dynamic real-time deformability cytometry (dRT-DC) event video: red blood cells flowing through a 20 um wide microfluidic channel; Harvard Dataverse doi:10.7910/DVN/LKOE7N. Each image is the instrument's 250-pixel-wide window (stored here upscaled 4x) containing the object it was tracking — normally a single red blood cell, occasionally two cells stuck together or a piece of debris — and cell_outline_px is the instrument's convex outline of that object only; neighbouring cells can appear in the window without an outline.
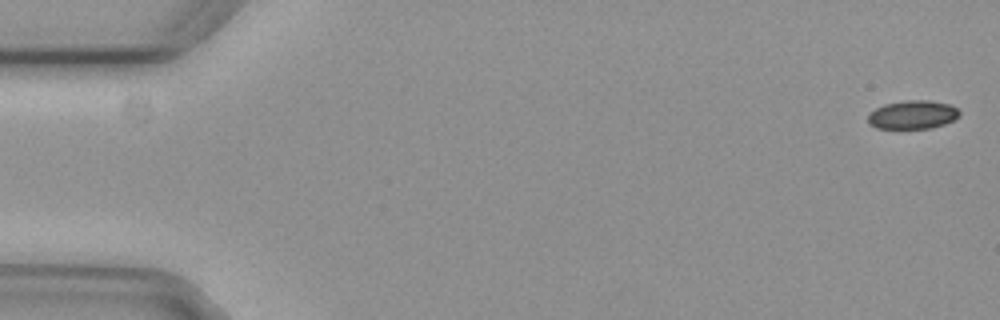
{"species": "common noctule bat (a hibernating species)", "species_latin": "Nyctalus noctula", "temperature_condition": "cold", "stored_images_in_passage": 4, "camera_frame_rate_fps": 3000, "um_per_image_px": 0.085, "animal": {"sex": "female", "body_mass_g": 29.2, "forearm_length_mm": 56.3}, "frame": {"image": 1, "passage_image": 1, "time_ms": 0.0, "image_size_px": [1000, 320], "cell_outline_px": [[960, 116], [944, 124], [932, 128], [876, 128], [868, 124], [868, 116], [876, 108], [884, 104], [908, 100], [928, 100], [948, 104], [956, 108], [960, 112]], "centroid_in_image_um": [77.57, 9.75], "position_along_channel_um": 7.4, "area_um2": 15.09}}